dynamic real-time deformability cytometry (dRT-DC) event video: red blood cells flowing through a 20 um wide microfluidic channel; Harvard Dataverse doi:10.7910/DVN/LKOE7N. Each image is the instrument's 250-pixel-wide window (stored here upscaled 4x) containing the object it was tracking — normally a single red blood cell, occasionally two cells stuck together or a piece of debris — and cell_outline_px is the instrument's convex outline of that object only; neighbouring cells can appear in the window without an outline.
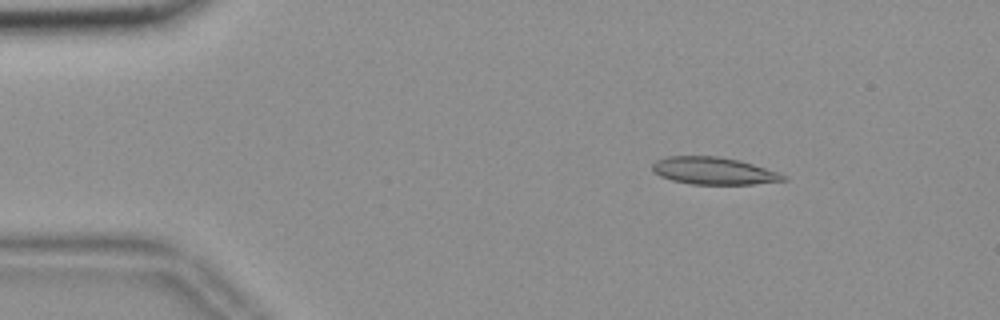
{"species": "common noctule bat (a hibernating species)", "species_latin": "Nyctalus noctula", "temperature_condition": "room temperature", "stored_images_in_passage": 48, "camera_frame_rate_fps": 3000, "um_per_image_px": 0.085, "animal": {"sex": "female", "body_mass_g": 18.4}, "frame": {"image": 1, "passage_image": 1, "time_ms": 0.0, "image_size_px": [1000, 320], "cell_outline_px": [[788, 180], [752, 184], [692, 184], [672, 180], [660, 176], [652, 172], [652, 164], [656, 160], [668, 156], [716, 156], [740, 160], [776, 172], [784, 176]], "centroid_in_image_um": [60.6, 14.52], "position_along_channel_um": 24.4, "area_um2": 20.63}}
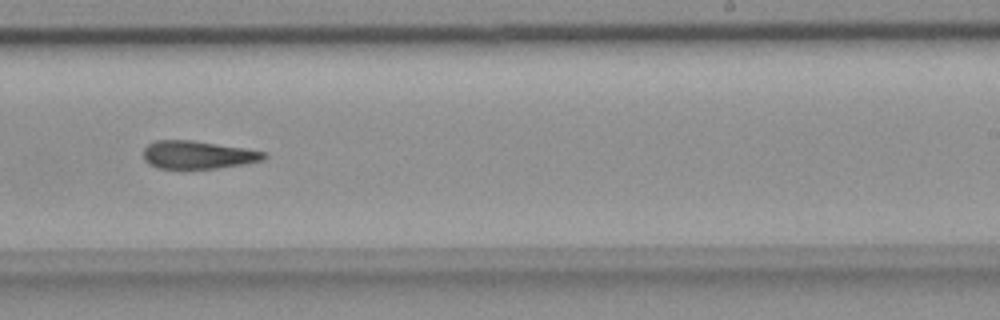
{"frame": {"image": 2, "passage_image": 27, "time_ms": 8.667, "image_size_px": [1000, 320], "cell_outline_px": [[268, 156], [264, 160], [244, 164], [216, 168], [156, 168], [148, 164], [144, 160], [144, 148], [148, 144], [156, 140], [192, 140], [244, 148], [264, 152]], "centroid_in_image_um": [16.8, 13.16], "position_along_channel_um": 272.2, "area_um2": 19.59}}
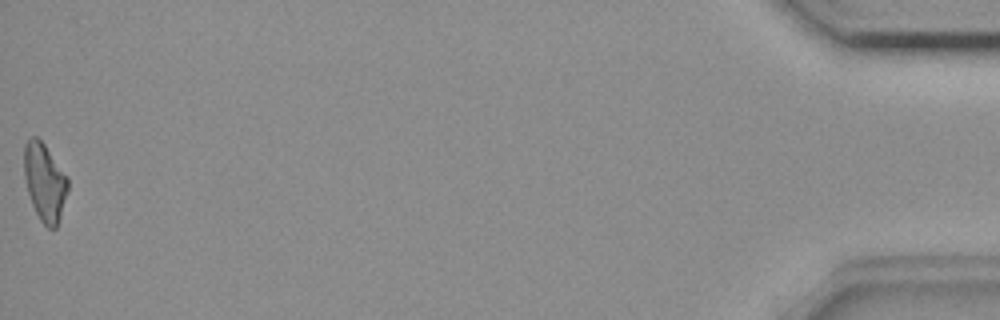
{"frame": {"image": 3, "passage_image": 48, "time_ms": 15.667, "image_size_px": [1000, 320], "cell_outline_px": [[68, 192], [56, 228], [48, 228], [40, 220], [32, 204], [28, 192], [24, 176], [24, 144], [32, 136], [36, 136], [44, 144], [68, 176]], "centroid_in_image_um": [3.8, 15.47], "position_along_channel_um": 431.4, "area_um2": 19.77}, "authors_computed_cell_mechanics": {"area_um2": 20.3456, "velocity_mm_per_s": 3.6951, "shape_relaxation_time_tau1_ms": null, "shape_relaxation_time_tau2_ms": 6.0946, "deformation_change_tau1": null, "deformation_change_tau2": 0.1869}}